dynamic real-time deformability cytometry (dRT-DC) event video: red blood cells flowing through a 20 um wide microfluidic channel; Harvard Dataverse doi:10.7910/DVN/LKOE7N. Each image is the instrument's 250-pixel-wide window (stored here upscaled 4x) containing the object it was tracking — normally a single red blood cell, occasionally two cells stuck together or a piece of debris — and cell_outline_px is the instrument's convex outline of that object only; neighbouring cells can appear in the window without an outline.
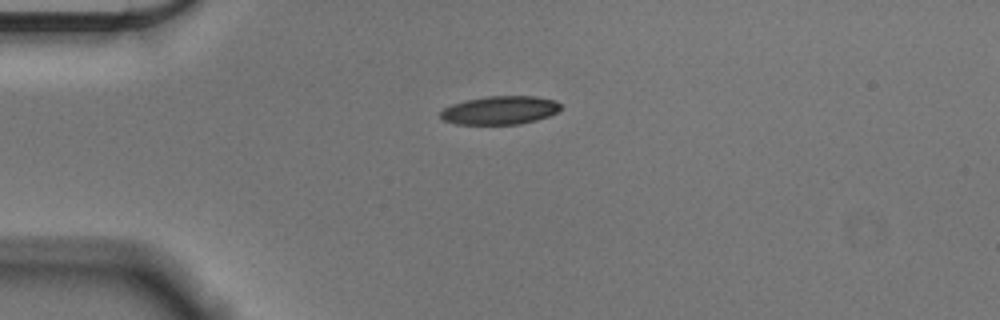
{"species": "Egyptian fruit bat (a non-hibernating species)", "species_latin": "Rousettus aegyptiacus", "temperature_condition": "cold", "stored_images_in_passage": 43, "camera_frame_rate_fps": 3000, "um_per_image_px": 0.085, "animal": {"sex": "male"}, "frame": {"image": 1, "passage_image": 1, "time_ms": 0.0, "image_size_px": [1000, 320], "cell_outline_px": [[560, 108], [556, 112], [548, 116], [536, 120], [520, 124], [456, 124], [444, 120], [440, 116], [440, 112], [444, 108], [452, 104], [464, 100], [488, 96], [536, 96], [556, 100], [560, 104]], "centroid_in_image_um": [42.49, 9.36], "position_along_channel_um": 42.5, "area_um2": 19.88}}
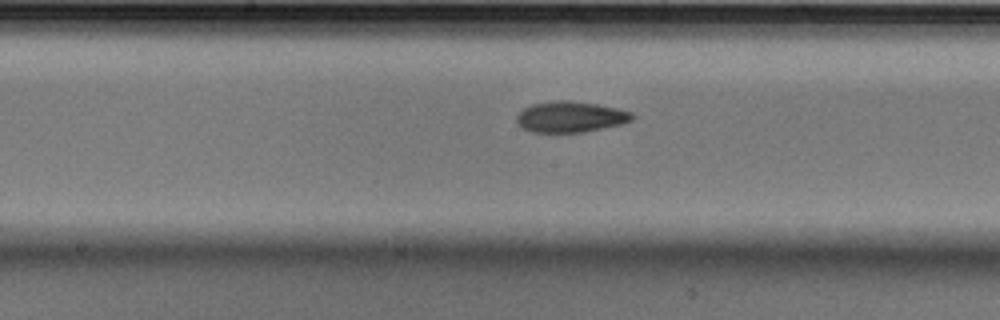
{"frame": {"image": 2, "passage_image": 16, "time_ms": 5.0, "image_size_px": [1000, 320], "cell_outline_px": [[632, 120], [624, 124], [584, 132], [532, 132], [516, 124], [516, 116], [524, 108], [532, 104], [556, 100], [572, 100], [596, 104], [616, 108], [632, 112]], "centroid_in_image_um": [48.48, 9.93], "position_along_channel_um": 199.7, "area_um2": 20.87}}
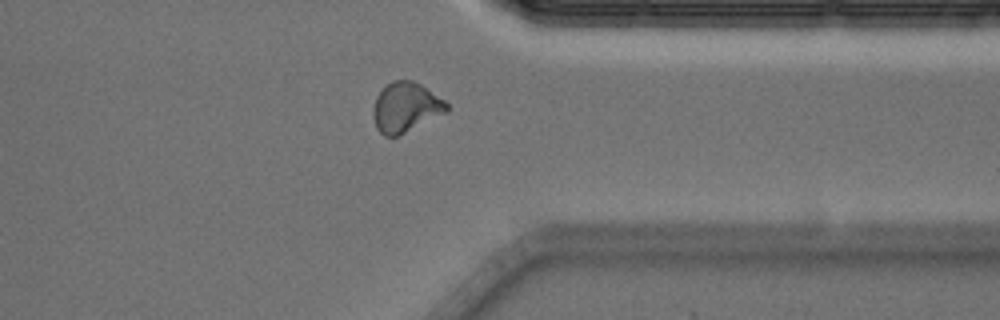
{"frame": {"image": 3, "passage_image": 31, "time_ms": 10.0, "image_size_px": [1000, 320], "cell_outline_px": [[448, 112], [396, 136], [384, 136], [376, 128], [372, 116], [372, 108], [376, 96], [392, 80], [412, 80], [420, 84], [444, 100], [448, 104]], "centroid_in_image_um": [34.46, 9.12], "position_along_channel_um": 376.9, "area_um2": 21.21}, "authors_computed_cell_mechanics": {"area_um2": 20.5768, "velocity_mm_per_s": 3.6165, "shape_relaxation_time_tau1_ms": 5.211, "shape_relaxation_time_tau2_ms": 3.3087, "deformation_change_tau1": 0.1376, "deformation_change_tau2": 0.087}}